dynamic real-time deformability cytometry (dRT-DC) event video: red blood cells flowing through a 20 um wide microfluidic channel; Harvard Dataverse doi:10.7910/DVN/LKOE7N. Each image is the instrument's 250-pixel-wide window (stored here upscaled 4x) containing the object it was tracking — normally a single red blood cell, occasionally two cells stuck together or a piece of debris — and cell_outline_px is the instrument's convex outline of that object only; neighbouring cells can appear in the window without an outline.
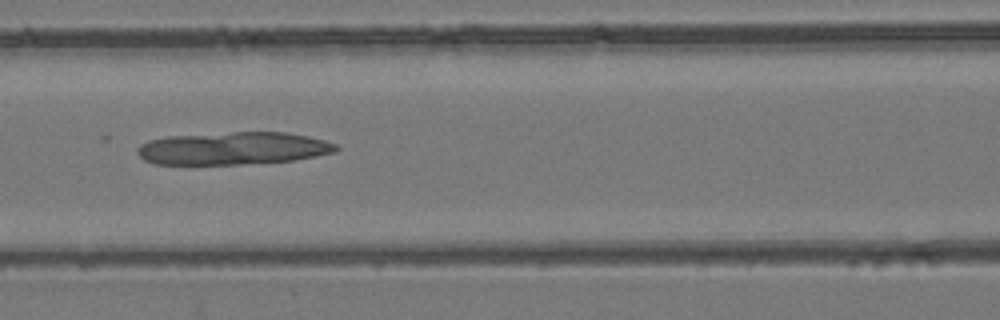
{"species": "common noctule bat (a hibernating species)", "species_latin": "Nyctalus noctula", "temperature_condition": "room temperature", "stored_images_in_passage": 8, "camera_frame_rate_fps": 3000, "um_per_image_px": 0.085, "animal": {"sex": "female", "body_mass_g": 24.6, "forearm_length_mm": 56.2}, "frame": {"image": 1, "passage_image": 6, "time_ms": 6.667, "image_size_px": [1000, 320], "cell_outline_px": [[340, 148], [336, 152], [316, 156], [292, 160], [240, 164], [152, 164], [144, 160], [136, 152], [136, 148], [140, 144], [148, 140], [168, 136], [232, 132], [284, 132], [308, 136], [324, 140], [336, 144]], "centroid_in_image_um": [19.79, 12.6], "position_along_channel_um": 146.8, "area_um2": 37.86}}